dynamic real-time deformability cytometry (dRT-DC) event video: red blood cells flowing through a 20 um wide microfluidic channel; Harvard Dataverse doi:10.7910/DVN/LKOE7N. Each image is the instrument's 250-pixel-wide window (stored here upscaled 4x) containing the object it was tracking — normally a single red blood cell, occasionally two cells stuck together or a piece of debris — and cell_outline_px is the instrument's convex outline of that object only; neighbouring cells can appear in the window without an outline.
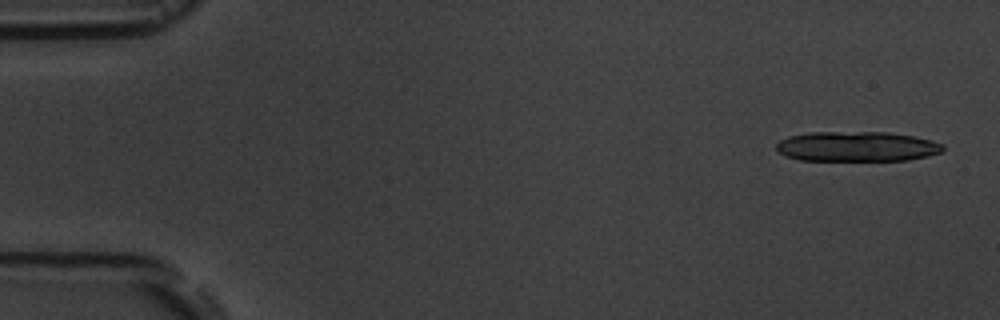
{"species": "common noctule bat (a hibernating species)", "species_latin": "Nyctalus noctula", "temperature_condition": "room temperature", "stored_images_in_passage": 6, "camera_frame_rate_fps": 3000, "um_per_image_px": 0.085, "animal": {"sex": "male", "body_mass_g": 19.5, "forearm_length_mm": 54.6}, "frame": {"image": 1, "passage_image": 1, "time_ms": 0.0, "image_size_px": [1000, 320], "cell_outline_px": [[944, 148], [940, 152], [928, 156], [908, 160], [800, 160], [784, 156], [776, 152], [776, 144], [780, 140], [788, 136], [812, 132], [888, 132], [912, 136], [932, 140], [944, 144]], "centroid_in_image_um": [72.8, 12.45], "position_along_channel_um": 12.2, "area_um2": 29.25}}
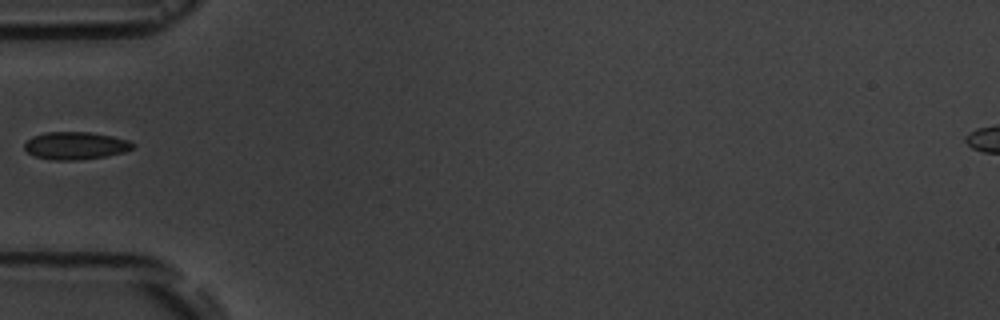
{"frame": {"image": 2, "passage_image": 5, "time_ms": 5.667, "image_size_px": [1000, 320], "cell_outline_px": [[136, 144], [132, 148], [124, 152], [104, 156], [76, 160], [52, 160], [36, 156], [28, 152], [24, 148], [24, 144], [32, 136], [44, 132], [88, 132], [112, 136], [128, 140]], "centroid_in_image_um": [6.41, 12.37], "position_along_channel_um": 78.6, "area_um2": 17.28}}
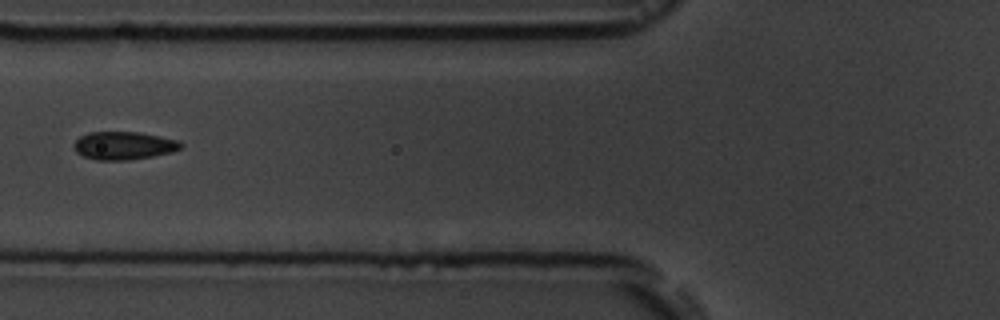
{"frame": {"image": 3, "passage_image": 6, "time_ms": 6.667, "image_size_px": [1000, 320], "cell_outline_px": [[184, 144], [180, 148], [172, 152], [152, 156], [128, 160], [96, 160], [84, 156], [76, 152], [72, 144], [80, 136], [88, 132], [140, 132], [180, 140]], "centroid_in_image_um": [10.52, 12.37], "position_along_channel_um": 115.3, "area_um2": 17.57}}